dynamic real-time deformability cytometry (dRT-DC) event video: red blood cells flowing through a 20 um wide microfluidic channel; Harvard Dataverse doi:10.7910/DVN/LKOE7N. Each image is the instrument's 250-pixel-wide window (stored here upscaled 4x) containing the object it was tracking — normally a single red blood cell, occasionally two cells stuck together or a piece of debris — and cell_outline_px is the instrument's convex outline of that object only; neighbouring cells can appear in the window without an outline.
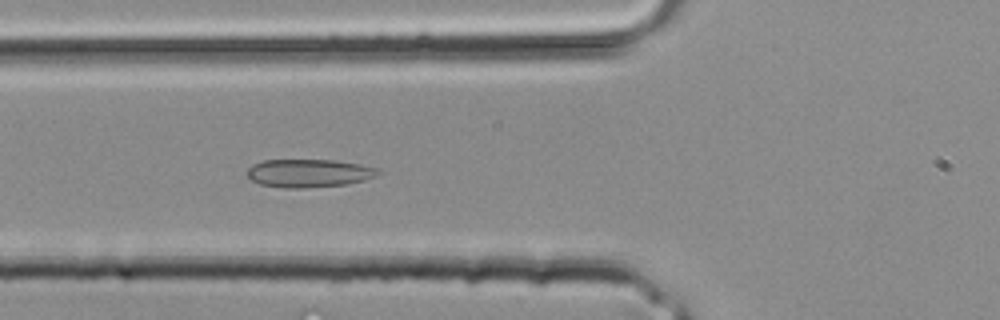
{"species": "common noctule bat (a hibernating species)", "species_latin": "Nyctalus noctula", "temperature_condition": "room temperature", "stored_images_in_passage": 6, "camera_frame_rate_fps": 3000, "um_per_image_px": 0.085, "animal": {"sex": "male", "body_mass_g": 20.4}, "frame": {"image": 1, "passage_image": 6, "time_ms": 1.667, "image_size_px": [1000, 320], "cell_outline_px": [[384, 172], [376, 176], [364, 180], [344, 184], [304, 188], [284, 188], [260, 184], [252, 180], [244, 172], [252, 164], [264, 160], [336, 160], [360, 164], [376, 168]], "centroid_in_image_um": [26.24, 14.71], "position_along_channel_um": 99.6, "area_um2": 21.56}}